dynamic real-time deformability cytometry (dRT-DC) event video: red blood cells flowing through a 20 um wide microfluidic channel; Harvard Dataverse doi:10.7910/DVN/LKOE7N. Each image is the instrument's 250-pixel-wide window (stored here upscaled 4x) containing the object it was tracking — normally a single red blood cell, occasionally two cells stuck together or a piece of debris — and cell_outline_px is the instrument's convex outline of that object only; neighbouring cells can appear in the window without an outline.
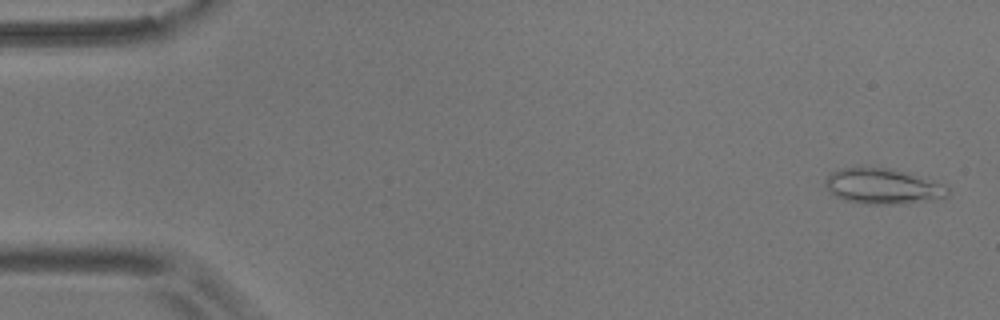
{"species": "common noctule bat (a hibernating species)", "species_latin": "Nyctalus noctula", "temperature_condition": "room temperature", "stored_images_in_passage": 54, "camera_frame_rate_fps": 3000, "um_per_image_px": 0.085, "animal": {"sex": "male", "body_mass_g": 17.9}, "frame": {"image": 1, "passage_image": 2, "time_ms": 0.333, "image_size_px": [1000, 320], "cell_outline_px": [[948, 196], [900, 204], [864, 204], [844, 200], [836, 196], [824, 184], [824, 180], [832, 172], [840, 168], [892, 168], [908, 172], [944, 184], [948, 188]], "centroid_in_image_um": [75.03, 15.83], "position_along_channel_um": 10.0, "area_um2": 25.09}}
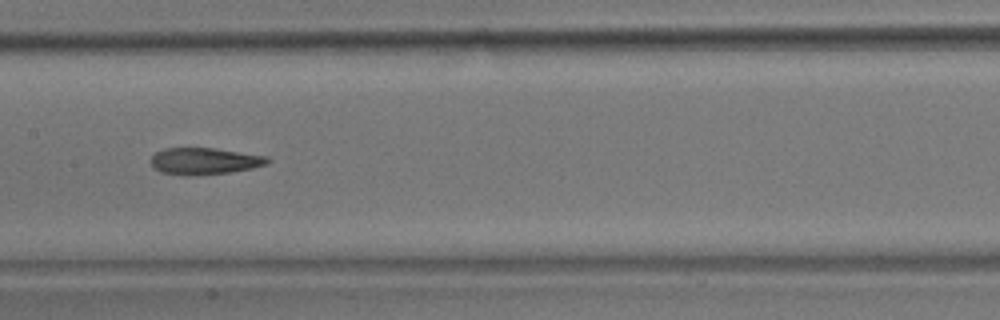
{"frame": {"image": 2, "passage_image": 27, "time_ms": 8.667, "image_size_px": [1000, 320], "cell_outline_px": [[272, 160], [268, 164], [252, 168], [228, 172], [188, 176], [184, 176], [160, 172], [152, 164], [152, 156], [156, 152], [164, 148], [212, 148], [268, 156]], "centroid_in_image_um": [17.4, 13.69], "position_along_channel_um": 190.0, "area_um2": 18.09}}
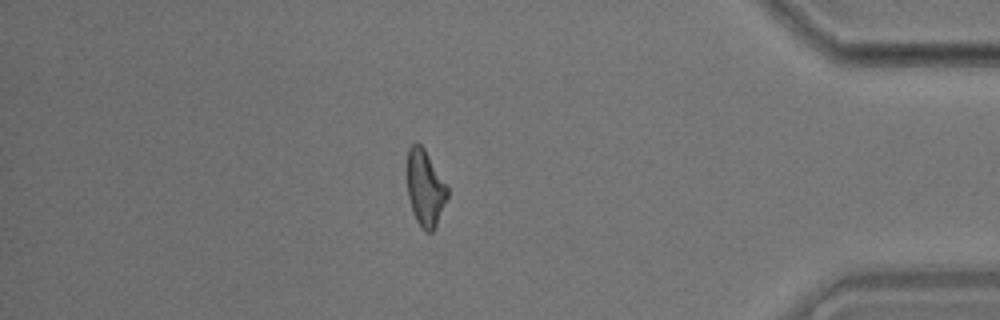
{"frame": {"image": 3, "passage_image": 47, "time_ms": 15.333, "image_size_px": [1000, 320], "cell_outline_px": [[448, 196], [436, 224], [432, 232], [424, 232], [420, 228], [412, 212], [408, 196], [404, 172], [404, 164], [408, 148], [416, 140], [424, 148], [448, 184]], "centroid_in_image_um": [36.08, 15.91], "position_along_channel_um": 399.1, "area_um2": 18.84}, "authors_computed_cell_mechanics": {"area_um2": 18.8717, "velocity_mm_per_s": 3.6714, "shape_relaxation_time_tau1_ms": null, "shape_relaxation_time_tau2_ms": 3.1179, "deformation_change_tau1": null, "deformation_change_tau2": 0.1129}}